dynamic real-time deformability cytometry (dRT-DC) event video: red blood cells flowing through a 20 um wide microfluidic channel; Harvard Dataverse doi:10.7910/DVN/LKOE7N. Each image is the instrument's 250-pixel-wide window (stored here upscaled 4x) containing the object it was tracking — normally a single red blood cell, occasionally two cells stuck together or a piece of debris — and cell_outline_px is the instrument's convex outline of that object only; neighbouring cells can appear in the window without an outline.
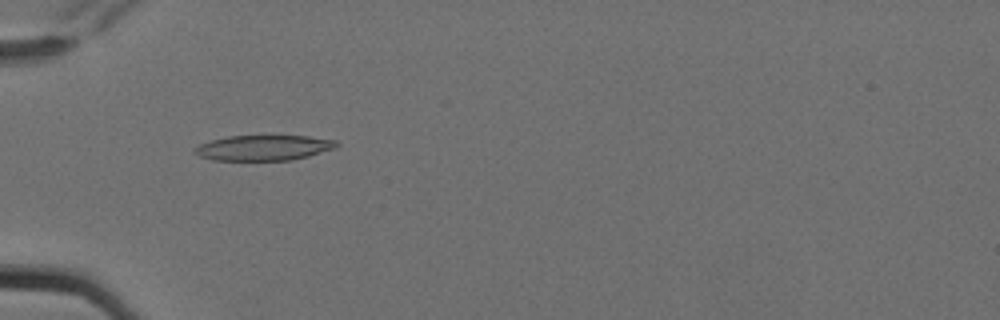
{"species": "Egyptian fruit bat (a non-hibernating species)", "species_latin": "Rousettus aegyptiacus", "temperature_condition": "cold", "stored_images_in_passage": 6, "camera_frame_rate_fps": 3000, "um_per_image_px": 0.085, "animal": {"sex": "female"}, "frame": {"image": 1, "passage_image": 5, "time_ms": 1.333, "image_size_px": [1000, 320], "cell_outline_px": [[340, 144], [336, 148], [308, 156], [292, 160], [212, 160], [200, 156], [192, 152], [192, 148], [200, 144], [212, 140], [228, 136], [308, 136], [336, 140]], "centroid_in_image_um": [22.41, 12.56], "position_along_channel_um": 62.6, "area_um2": 20.98}}